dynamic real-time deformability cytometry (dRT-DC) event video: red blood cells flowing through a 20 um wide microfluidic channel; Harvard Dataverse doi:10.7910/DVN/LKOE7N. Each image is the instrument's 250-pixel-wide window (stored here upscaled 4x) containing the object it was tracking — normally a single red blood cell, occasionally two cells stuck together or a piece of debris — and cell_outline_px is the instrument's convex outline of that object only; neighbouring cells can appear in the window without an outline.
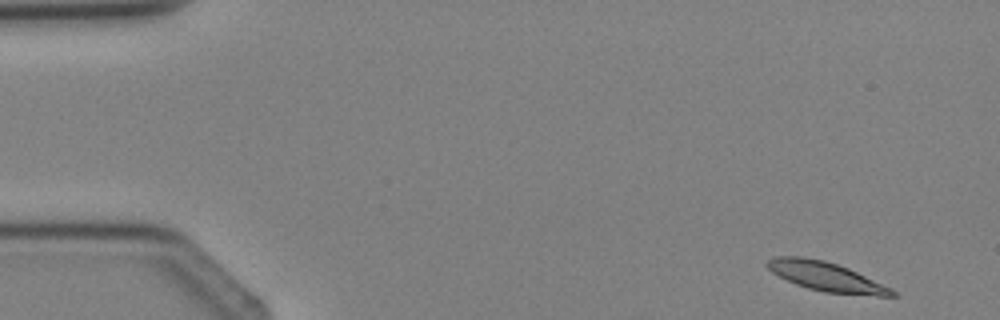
{"species": "Egyptian fruit bat (a non-hibernating species)", "species_latin": "Rousettus aegyptiacus", "temperature_condition": "cold", "stored_images_in_passage": 3, "segment_of_instrument_passage": [2, 2], "camera_frame_rate_fps": 3000, "um_per_image_px": 0.085, "animal": {"sex": "female"}, "frame": {"image": 1, "passage_image": 3, "time_ms": 3.333, "image_size_px": [1000, 320], "cell_outline_px": [[896, 296], [876, 296], [824, 292], [808, 288], [796, 284], [772, 272], [764, 264], [768, 260], [776, 256], [804, 256], [824, 260], [848, 268], [892, 288], [896, 292]], "centroid_in_image_um": [70.23, 23.51], "position_along_channel_um": 14.8, "area_um2": 21.15}}